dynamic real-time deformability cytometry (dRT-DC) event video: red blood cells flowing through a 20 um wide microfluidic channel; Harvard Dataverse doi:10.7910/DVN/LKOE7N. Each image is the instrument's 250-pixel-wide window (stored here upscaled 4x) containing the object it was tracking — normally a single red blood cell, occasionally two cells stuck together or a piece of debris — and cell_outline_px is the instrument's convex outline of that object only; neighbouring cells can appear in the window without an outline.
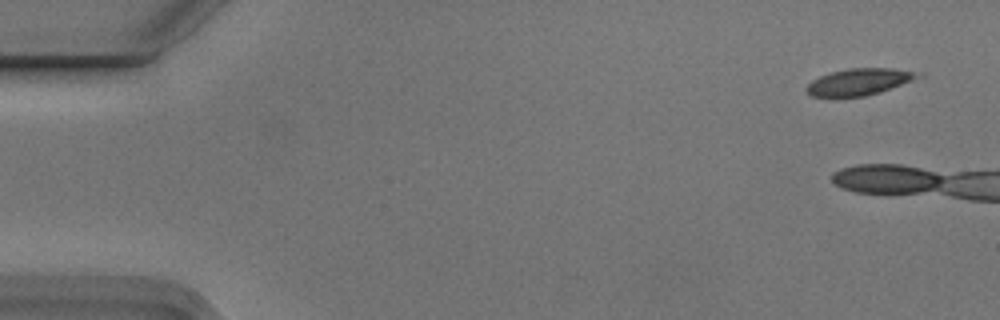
{"species": "Egyptian fruit bat (a non-hibernating species)", "species_latin": "Rousettus aegyptiacus", "temperature_condition": "cold", "stored_images_in_passage": 2, "camera_frame_rate_fps": 3000, "um_per_image_px": 0.085, "animal": {"sex": "male"}, "frame": {"image": 1, "passage_image": 1, "time_ms": 0.0, "image_size_px": [1000, 320], "cell_outline_px": [[928, 76], [880, 92], [864, 96], [832, 100], [812, 96], [804, 88], [812, 80], [820, 76], [832, 72], [848, 68], [892, 68], [924, 72]], "centroid_in_image_um": [73.09, 6.99], "position_along_channel_um": 11.9, "area_um2": 18.32}}